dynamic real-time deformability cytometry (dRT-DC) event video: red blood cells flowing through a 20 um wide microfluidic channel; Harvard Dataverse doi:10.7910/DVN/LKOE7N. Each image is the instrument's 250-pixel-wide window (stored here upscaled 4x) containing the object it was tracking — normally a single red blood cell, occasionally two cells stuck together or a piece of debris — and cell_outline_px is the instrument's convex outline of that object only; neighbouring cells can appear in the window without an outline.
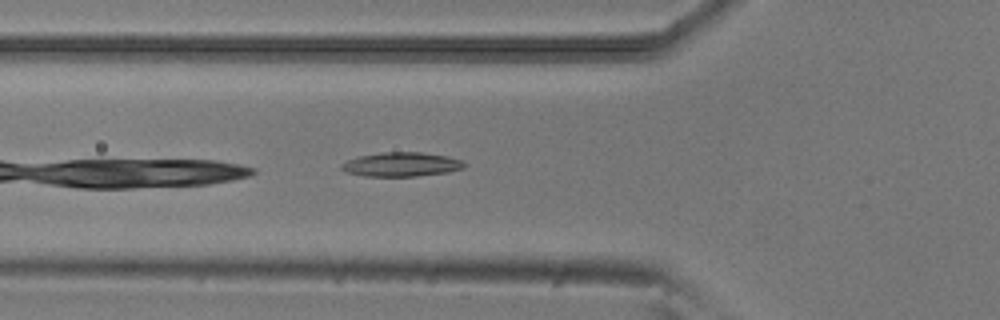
{"species": "common noctule bat (a hibernating species)", "species_latin": "Nyctalus noctula", "temperature_condition": "room temperature", "stored_images_in_passage": 28, "camera_frame_rate_fps": 3000, "um_per_image_px": 0.085, "animal": {"sex": "male", "body_mass_g": 20.5, "forearm_length_mm": 52.5}, "frame": {"image": 1, "passage_image": 4, "time_ms": 1.0, "image_size_px": [1000, 320], "cell_outline_px": [[468, 164], [464, 168], [448, 172], [416, 176], [364, 176], [348, 172], [340, 168], [340, 164], [356, 156], [380, 152], [420, 152], [448, 156], [464, 160]], "centroid_in_image_um": [34.15, 13.96], "position_along_channel_um": 91.7, "area_um2": 17.51}}
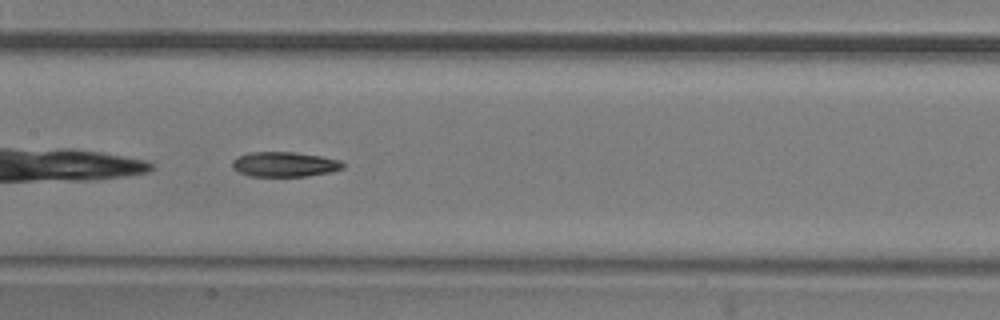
{"frame": {"image": 2, "passage_image": 11, "time_ms": 3.333, "image_size_px": [1000, 320], "cell_outline_px": [[344, 168], [332, 172], [308, 176], [248, 176], [232, 168], [232, 160], [236, 156], [248, 152], [296, 152], [324, 156], [340, 160], [344, 164]], "centroid_in_image_um": [24.19, 13.96], "position_along_channel_um": 183.2, "area_um2": 16.36}}
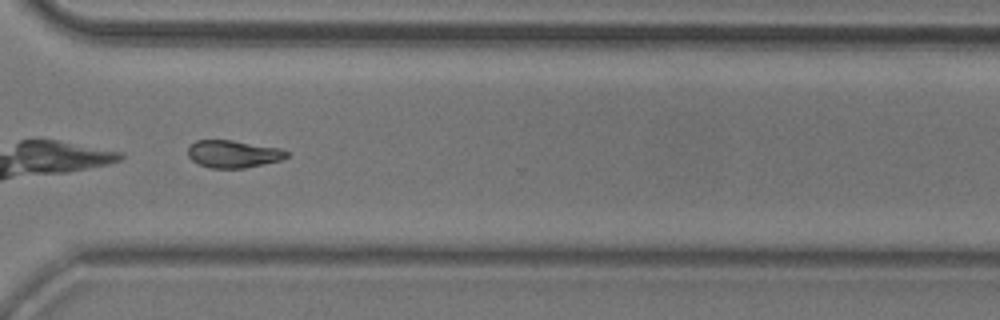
{"frame": {"image": 3, "passage_image": 24, "time_ms": 7.667, "image_size_px": [1000, 320], "cell_outline_px": [[288, 156], [280, 160], [264, 164], [244, 168], [208, 168], [192, 160], [188, 156], [188, 144], [196, 140], [232, 140], [280, 148], [288, 152]], "centroid_in_image_um": [19.79, 13.08], "position_along_channel_um": 350.8, "area_um2": 15.84}, "authors_computed_cell_mechanics": {"area_um2": 16.2129, "velocity_mm_per_s": 3.8807, "shape_relaxation_time_tau1_ms": 5.9375, "shape_relaxation_time_tau2_ms": null, "deformation_change_tau1": 0.1468, "deformation_change_tau2": null}}